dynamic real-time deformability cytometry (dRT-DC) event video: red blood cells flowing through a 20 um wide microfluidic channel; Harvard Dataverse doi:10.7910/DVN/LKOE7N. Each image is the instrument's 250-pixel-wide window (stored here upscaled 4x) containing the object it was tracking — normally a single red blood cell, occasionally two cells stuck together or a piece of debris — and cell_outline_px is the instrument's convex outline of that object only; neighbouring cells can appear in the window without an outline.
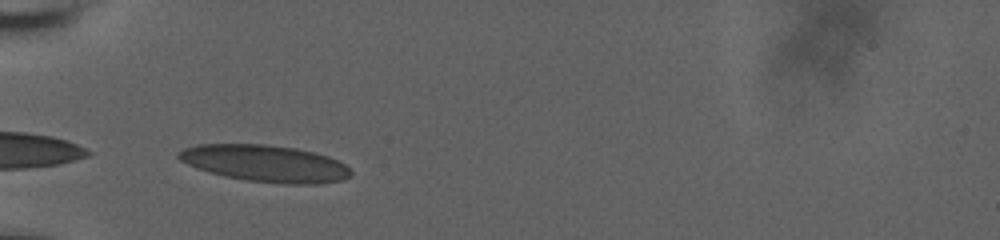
{"species": "human", "species_latin": "Homo sapiens", "temperature_condition": "room temperature", "stored_images_in_passage": 23, "camera_frame_rate_fps": 3000, "um_per_image_px": 0.085, "donor": {"sex": "male"}, "frame": {"image": 1, "passage_image": 1, "time_ms": 0.0, "image_size_px": [1000, 240], "cell_outline_px": [[352, 172], [348, 176], [340, 180], [316, 184], [288, 184], [244, 180], [224, 176], [208, 172], [196, 168], [180, 160], [176, 156], [184, 148], [196, 144], [264, 144], [296, 148], [328, 156], [344, 164]], "centroid_in_image_um": [22.5, 13.89], "position_along_channel_um": 62.5, "area_um2": 36.76}}
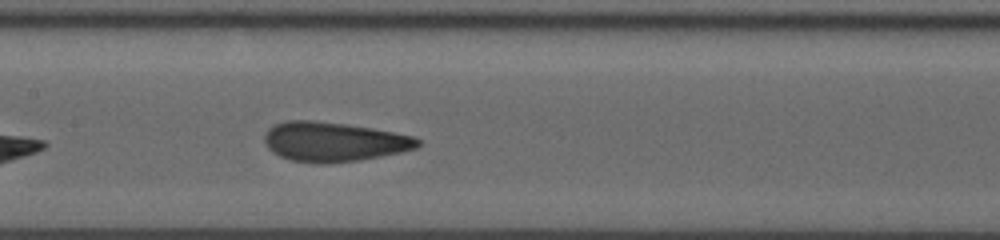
{"frame": {"image": 2, "passage_image": 11, "time_ms": 3.333, "image_size_px": [1000, 240], "cell_outline_px": [[420, 144], [416, 148], [400, 152], [360, 160], [320, 164], [292, 160], [280, 156], [272, 152], [268, 148], [264, 140], [264, 136], [268, 128], [276, 124], [288, 120], [312, 120], [344, 124], [372, 128], [412, 136], [420, 140]], "centroid_in_image_um": [28.34, 12.05], "position_along_channel_um": 179.1, "area_um2": 35.03}}
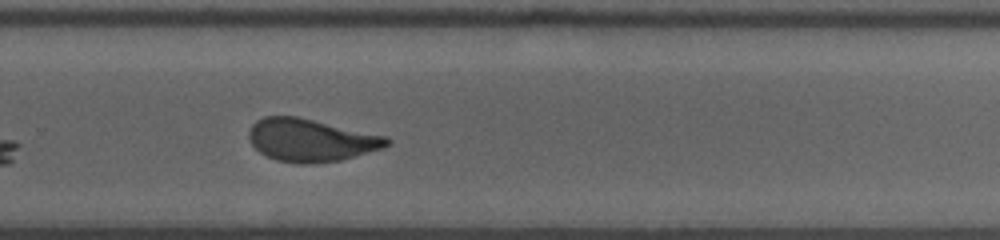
{"frame": {"image": 3, "passage_image": 21, "time_ms": 6.667, "image_size_px": [1000, 240], "cell_outline_px": [[392, 144], [384, 148], [340, 160], [312, 164], [296, 164], [276, 160], [260, 152], [252, 144], [248, 136], [248, 132], [252, 124], [256, 120], [264, 116], [296, 116], [388, 136], [392, 140]], "centroid_in_image_um": [26.45, 11.91], "position_along_channel_um": 303.3, "area_um2": 34.56}}